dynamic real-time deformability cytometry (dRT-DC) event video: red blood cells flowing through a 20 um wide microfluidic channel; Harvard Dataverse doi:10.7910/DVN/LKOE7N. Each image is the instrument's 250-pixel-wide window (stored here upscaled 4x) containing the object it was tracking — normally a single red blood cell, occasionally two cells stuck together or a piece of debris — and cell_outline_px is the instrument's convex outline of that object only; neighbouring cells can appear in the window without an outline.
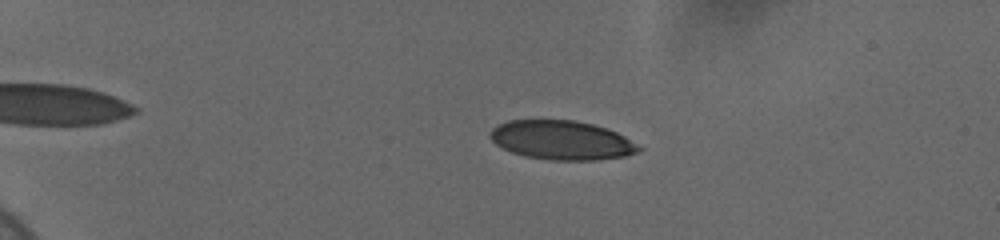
{"species": "human", "species_latin": "Homo sapiens", "temperature_condition": "cold", "stored_images_in_passage": 59, "camera_frame_rate_fps": 3000, "um_per_image_px": 0.085, "donor": {"sex": "female"}, "frame": {"image": 1, "passage_image": 15, "time_ms": 4.667, "image_size_px": [1000, 240], "cell_outline_px": [[644, 148], [636, 152], [624, 156], [596, 160], [548, 160], [524, 156], [512, 152], [496, 144], [488, 136], [488, 132], [496, 124], [508, 120], [576, 120], [608, 128], [624, 136]], "centroid_in_image_um": [47.71, 11.91], "position_along_channel_um": 37.3, "area_um2": 34.04}}
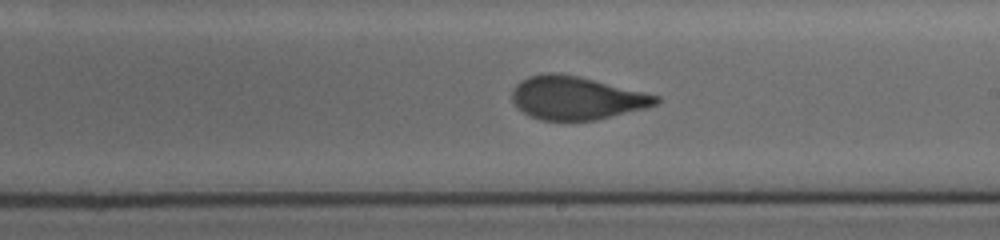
{"frame": {"image": 2, "passage_image": 38, "time_ms": 12.333, "image_size_px": [1000, 240], "cell_outline_px": [[660, 100], [656, 104], [644, 108], [596, 120], [540, 120], [516, 108], [512, 100], [512, 88], [520, 80], [528, 76], [544, 72], [556, 72], [580, 76], [660, 96]], "centroid_in_image_um": [48.94, 8.31], "position_along_channel_um": 240.1, "area_um2": 36.3}}
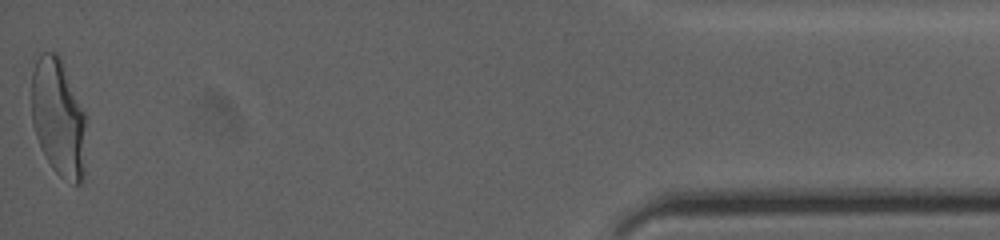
{"frame": {"image": 3, "passage_image": 59, "time_ms": 19.333, "image_size_px": [1000, 240], "cell_outline_px": [[84, 176], [80, 184], [76, 184], [60, 176], [52, 168], [40, 148], [32, 124], [32, 72], [36, 60], [40, 52], [56, 52], [60, 56], [84, 112]], "centroid_in_image_um": [4.93, 9.98], "position_along_channel_um": 430.3, "area_um2": 37.17}, "authors_computed_cell_mechanics": {"area_um2": 36.1828, "velocity_mm_per_s": 3.698, "shape_relaxation_time_tau1_ms": 5.4199, "shape_relaxation_time_tau2_ms": null, "deformation_change_tau1": 0.1929, "deformation_change_tau2": null}}